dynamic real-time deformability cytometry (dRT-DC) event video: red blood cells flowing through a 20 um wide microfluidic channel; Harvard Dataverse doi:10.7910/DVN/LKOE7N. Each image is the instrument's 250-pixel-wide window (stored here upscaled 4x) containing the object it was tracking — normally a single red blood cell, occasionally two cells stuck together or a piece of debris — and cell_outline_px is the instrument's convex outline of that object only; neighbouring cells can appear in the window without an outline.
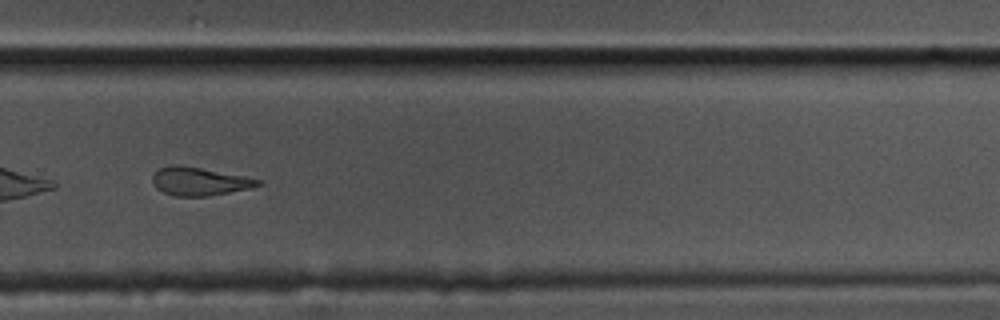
{"species": "common noctule bat (a hibernating species)", "species_latin": "Nyctalus noctula", "temperature_condition": "cold", "stored_images_in_passage": 59, "segment_of_instrument_passage": [2, 2], "camera_frame_rate_fps": 3000, "um_per_image_px": 0.085, "animal": {"sex": "male", "body_mass_g": 17.5, "forearm_length_mm": 52.3}, "frame": {"image": 1, "passage_image": 41, "time_ms": 13.333, "image_size_px": [1000, 320], "cell_outline_px": [[264, 184], [252, 188], [208, 196], [176, 196], [164, 192], [156, 188], [152, 184], [152, 176], [160, 168], [172, 164], [176, 164], [200, 168], [244, 176], [264, 180]], "centroid_in_image_um": [16.98, 15.42], "position_along_channel_um": 312.8, "area_um2": 17.4}}
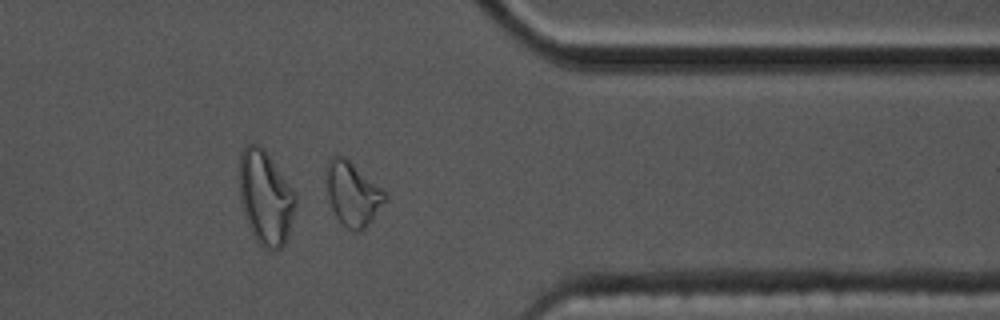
{"frame": {"image": 2, "passage_image": 48, "time_ms": 15.667, "image_size_px": [1000, 320], "cell_outline_px": [[388, 200], [372, 220], [360, 232], [352, 232], [336, 216], [332, 208], [328, 196], [324, 168], [328, 160], [336, 152], [344, 156], [384, 188], [388, 192]], "centroid_in_image_um": [30.0, 16.42], "position_along_channel_um": 381.4, "area_um2": 22.54}}